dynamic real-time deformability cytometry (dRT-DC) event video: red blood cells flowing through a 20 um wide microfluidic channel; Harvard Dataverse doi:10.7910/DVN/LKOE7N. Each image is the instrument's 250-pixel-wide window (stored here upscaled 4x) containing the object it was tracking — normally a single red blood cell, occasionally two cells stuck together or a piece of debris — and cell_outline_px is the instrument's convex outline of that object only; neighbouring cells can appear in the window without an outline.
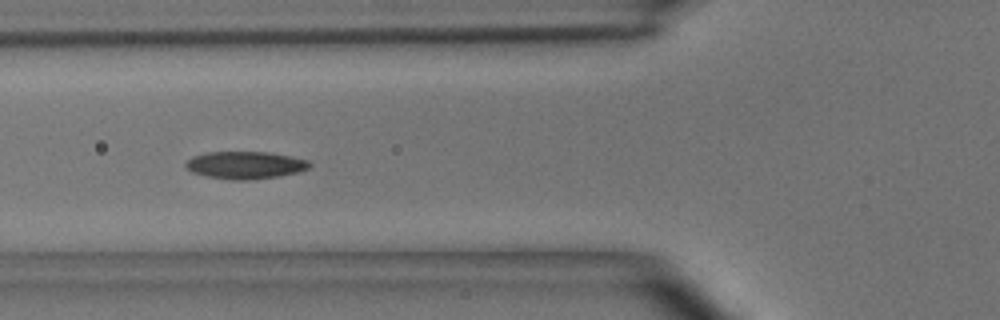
{"species": "common noctule bat (a hibernating species)", "species_latin": "Nyctalus noctula", "temperature_condition": "room temperature", "stored_images_in_passage": 38, "camera_frame_rate_fps": 3000, "um_per_image_px": 0.085, "animal": {"sex": "male", "body_mass_g": 15.6}, "frame": {"image": 1, "passage_image": 6, "time_ms": 1.667, "image_size_px": [1000, 320], "cell_outline_px": [[312, 164], [308, 168], [300, 172], [280, 176], [252, 180], [232, 180], [208, 176], [192, 172], [184, 168], [184, 164], [192, 156], [208, 152], [268, 152], [308, 160]], "centroid_in_image_um": [20.84, 14.04], "position_along_channel_um": 105.0, "area_um2": 19.88}}
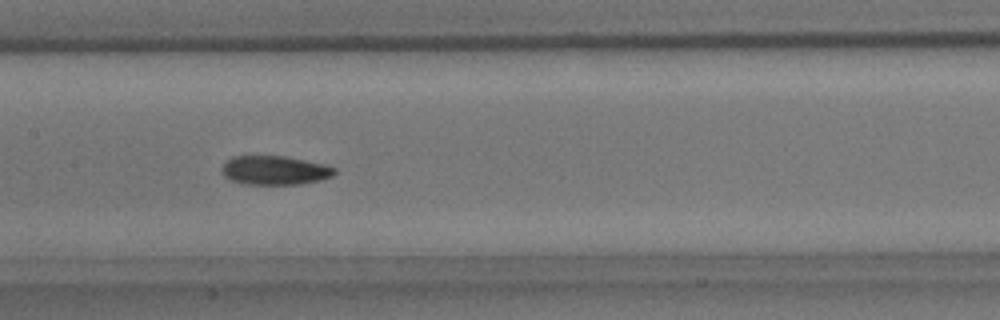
{"frame": {"image": 2, "passage_image": 12, "time_ms": 3.667, "image_size_px": [1000, 320], "cell_outline_px": [[336, 172], [332, 176], [320, 180], [300, 184], [248, 184], [232, 180], [224, 176], [220, 168], [232, 156], [284, 156], [324, 164], [336, 168]], "centroid_in_image_um": [23.36, 14.47], "position_along_channel_um": 184.0, "area_um2": 18.9}}
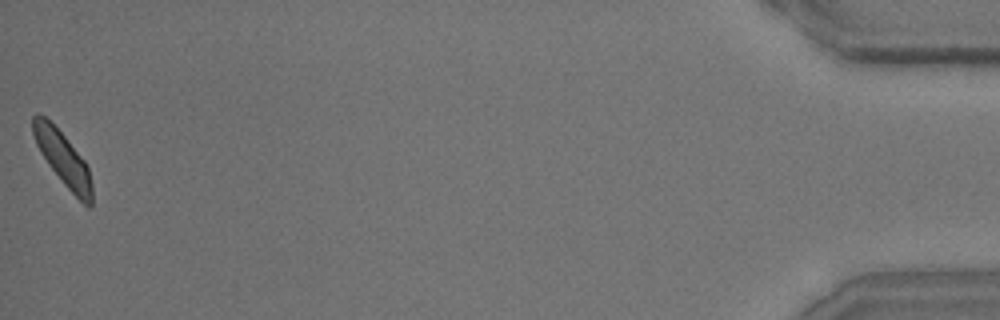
{"frame": {"image": 3, "passage_image": 38, "time_ms": 12.333, "image_size_px": [1000, 320], "cell_outline_px": [[92, 204], [88, 208], [64, 184], [48, 164], [40, 152], [36, 144], [32, 132], [32, 116], [36, 112], [44, 116], [64, 136], [84, 160], [88, 168], [92, 184]], "centroid_in_image_um": [5.34, 13.48], "position_along_channel_um": 429.9, "area_um2": 18.15}, "authors_computed_cell_mechanics": {"area_um2": 19.1318, "velocity_mm_per_s": 3.937, "shape_relaxation_time_tau1_ms": 3.9534, "shape_relaxation_time_tau2_ms": 3.1866, "deformation_change_tau1": 0.1265, "deformation_change_tau2": 0.0842}}